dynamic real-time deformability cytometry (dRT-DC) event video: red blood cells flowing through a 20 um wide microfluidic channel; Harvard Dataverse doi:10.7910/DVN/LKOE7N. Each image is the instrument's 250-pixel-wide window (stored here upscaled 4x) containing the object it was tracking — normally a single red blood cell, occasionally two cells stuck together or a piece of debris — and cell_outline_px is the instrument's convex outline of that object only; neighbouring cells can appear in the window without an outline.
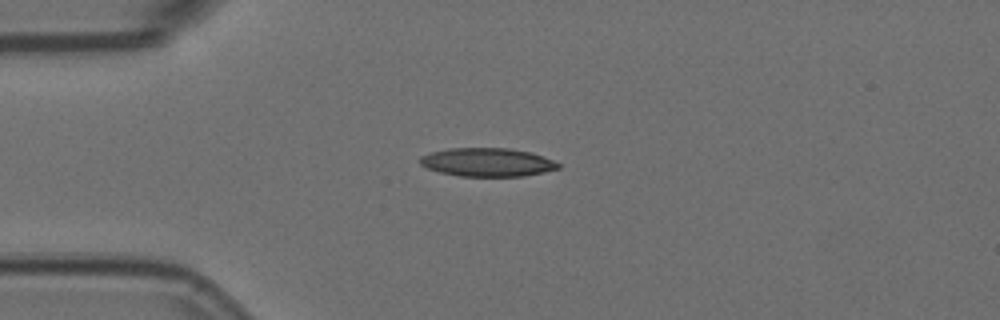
{"species": "Egyptian fruit bat (a non-hibernating species)", "species_latin": "Rousettus aegyptiacus", "temperature_condition": "room temperature", "stored_images_in_passage": 3, "camera_frame_rate_fps": 3000, "um_per_image_px": 0.085, "animal": {"sex": "female"}, "frame": {"image": 1, "passage_image": 3, "time_ms": 0.667, "image_size_px": [1000, 320], "cell_outline_px": [[560, 168], [544, 172], [524, 176], [460, 176], [440, 172], [428, 168], [420, 164], [420, 156], [432, 152], [448, 148], [508, 148], [532, 152], [552, 160], [560, 164]], "centroid_in_image_um": [41.43, 13.79], "position_along_channel_um": 43.6, "area_um2": 22.89}}